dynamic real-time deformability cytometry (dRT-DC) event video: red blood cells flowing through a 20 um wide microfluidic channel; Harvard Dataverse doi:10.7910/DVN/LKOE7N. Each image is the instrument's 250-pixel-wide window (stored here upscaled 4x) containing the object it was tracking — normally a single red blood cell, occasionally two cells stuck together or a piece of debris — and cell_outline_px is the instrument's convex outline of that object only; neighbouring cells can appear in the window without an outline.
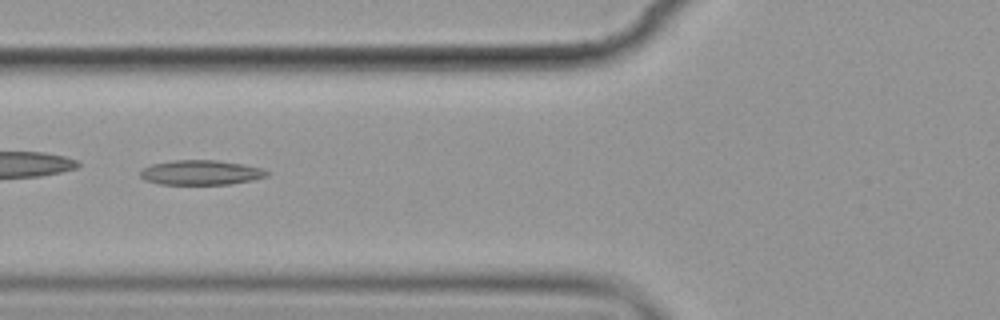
{"species": "common noctule bat (a hibernating species)", "species_latin": "Nyctalus noctula", "temperature_condition": "cold", "stored_images_in_passage": 2, "camera_frame_rate_fps": 3000, "um_per_image_px": 0.085, "animal": {"sex": "female", "body_mass_g": 19.9}, "frame": {"image": 1, "passage_image": 2, "time_ms": 1.333, "image_size_px": [1000, 320], "cell_outline_px": [[268, 176], [252, 180], [232, 184], [160, 184], [144, 180], [140, 176], [140, 172], [144, 168], [152, 164], [172, 160], [216, 160], [264, 168], [268, 172]], "centroid_in_image_um": [17.08, 14.67], "position_along_channel_um": 108.7, "area_um2": 18.21}}